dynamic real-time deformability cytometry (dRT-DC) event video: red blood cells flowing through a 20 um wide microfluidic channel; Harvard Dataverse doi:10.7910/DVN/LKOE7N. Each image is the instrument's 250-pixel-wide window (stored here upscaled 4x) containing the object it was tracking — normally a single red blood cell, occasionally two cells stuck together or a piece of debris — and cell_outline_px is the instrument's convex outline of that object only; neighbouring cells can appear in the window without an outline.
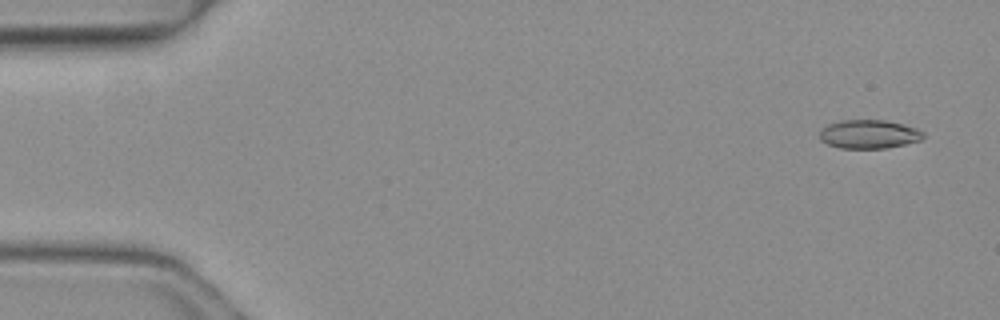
{"species": "common noctule bat (a hibernating species)", "species_latin": "Nyctalus noctula", "temperature_condition": "warm", "stored_images_in_passage": 5, "camera_frame_rate_fps": 3000, "um_per_image_px": 0.085, "animal": {"sex": "female", "body_mass_g": 19.3, "forearm_length_mm": 54.1}, "frame": {"image": 1, "passage_image": 1, "time_ms": 0.0, "image_size_px": [1000, 320], "cell_outline_px": [[924, 136], [920, 140], [904, 144], [884, 148], [840, 148], [828, 144], [820, 140], [820, 132], [828, 124], [840, 120], [884, 120], [904, 124], [916, 128], [924, 132]], "centroid_in_image_um": [73.86, 11.4], "position_along_channel_um": 11.1, "area_um2": 17.22}}
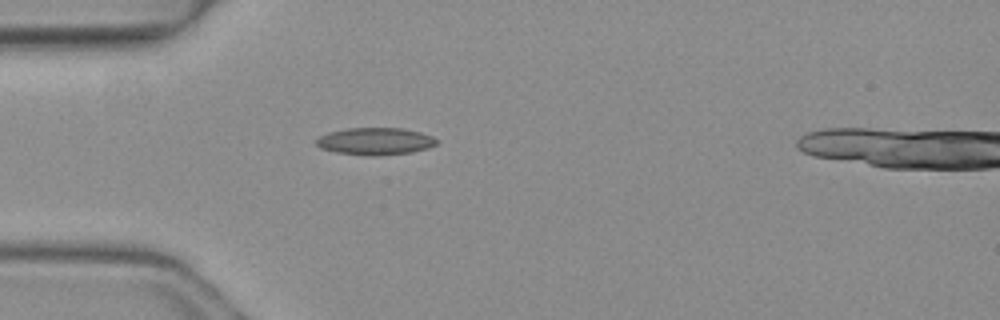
{"frame": {"image": 2, "passage_image": 4, "time_ms": 1.0, "image_size_px": [1000, 320], "cell_outline_px": [[440, 140], [436, 144], [428, 148], [412, 152], [376, 156], [368, 156], [336, 152], [320, 148], [316, 144], [316, 140], [320, 136], [328, 132], [348, 128], [404, 128], [420, 132], [432, 136]], "centroid_in_image_um": [31.92, 12.01], "position_along_channel_um": 53.1, "area_um2": 19.19}}